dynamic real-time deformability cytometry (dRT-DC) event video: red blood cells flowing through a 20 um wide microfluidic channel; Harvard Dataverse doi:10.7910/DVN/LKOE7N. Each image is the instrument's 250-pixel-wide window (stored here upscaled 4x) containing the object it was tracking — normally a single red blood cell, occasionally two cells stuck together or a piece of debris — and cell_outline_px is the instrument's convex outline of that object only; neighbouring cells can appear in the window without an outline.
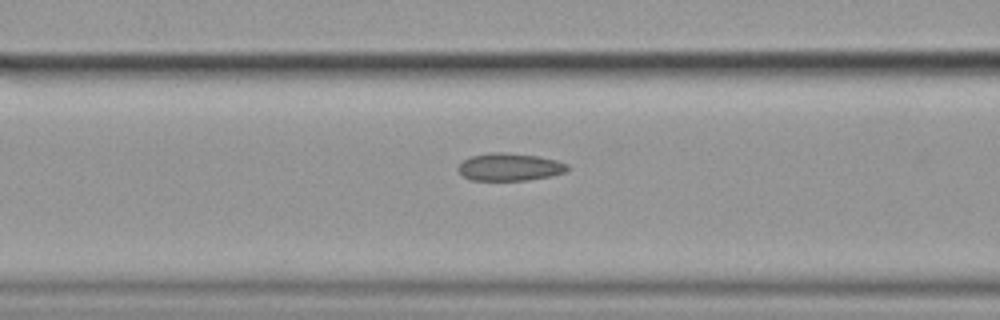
{"species": "common noctule bat (a hibernating species)", "species_latin": "Nyctalus noctula", "temperature_condition": "cold", "stored_images_in_passage": 3, "camera_frame_rate_fps": 3000, "um_per_image_px": 0.085, "animal": {"sex": "female", "body_mass_g": 19.9}, "frame": {"image": 1, "passage_image": 3, "time_ms": 0.667, "image_size_px": [1000, 320], "cell_outline_px": [[568, 168], [564, 172], [552, 176], [528, 180], [468, 180], [456, 168], [468, 156], [492, 152], [508, 152], [536, 156], [556, 160], [568, 164]], "centroid_in_image_um": [43.29, 14.19], "position_along_channel_um": 123.3, "area_um2": 17.63}}